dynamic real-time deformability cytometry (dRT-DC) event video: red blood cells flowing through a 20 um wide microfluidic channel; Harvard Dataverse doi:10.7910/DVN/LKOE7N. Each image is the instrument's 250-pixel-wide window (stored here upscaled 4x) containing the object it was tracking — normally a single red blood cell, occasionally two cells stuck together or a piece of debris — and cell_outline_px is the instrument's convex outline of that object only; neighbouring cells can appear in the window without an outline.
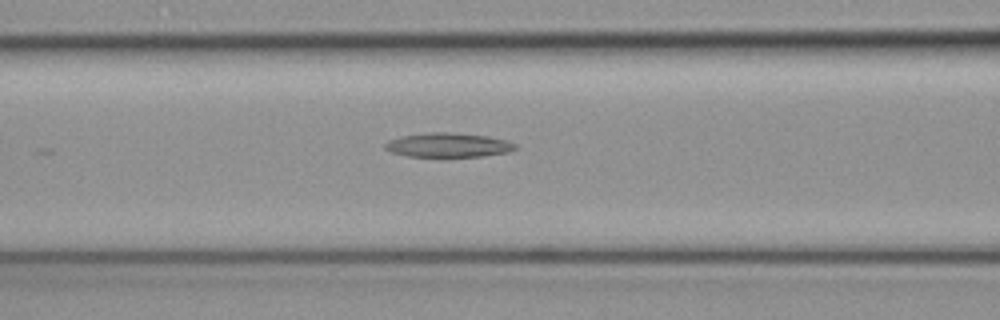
{"species": "common noctule bat (a hibernating species)", "species_latin": "Nyctalus noctula", "temperature_condition": "cold", "stored_images_in_passage": 43, "camera_frame_rate_fps": 3000, "um_per_image_px": 0.085, "animal": {"sex": "female", "body_mass_g": 19.3, "forearm_length_mm": 54.1}, "frame": {"image": 1, "passage_image": 23, "time_ms": 7.333, "image_size_px": [1000, 320], "cell_outline_px": [[516, 148], [508, 152], [484, 156], [408, 156], [392, 152], [384, 148], [384, 144], [388, 140], [400, 136], [428, 132], [448, 132], [488, 136], [504, 140], [516, 144]], "centroid_in_image_um": [38.06, 12.32], "position_along_channel_um": 128.5, "area_um2": 18.26}}
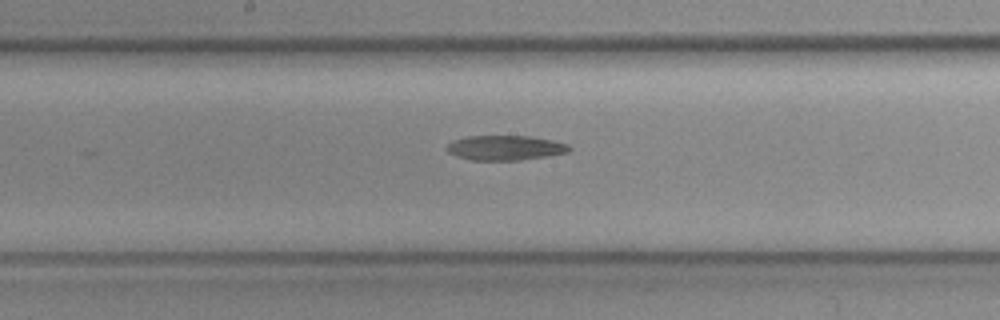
{"frame": {"image": 2, "passage_image": 29, "time_ms": 9.333, "image_size_px": [1000, 320], "cell_outline_px": [[572, 148], [568, 152], [548, 156], [520, 160], [472, 160], [448, 152], [448, 144], [452, 140], [468, 136], [532, 136], [552, 140], [568, 144]], "centroid_in_image_um": [42.99, 12.55], "position_along_channel_um": 205.2, "area_um2": 17.57}}
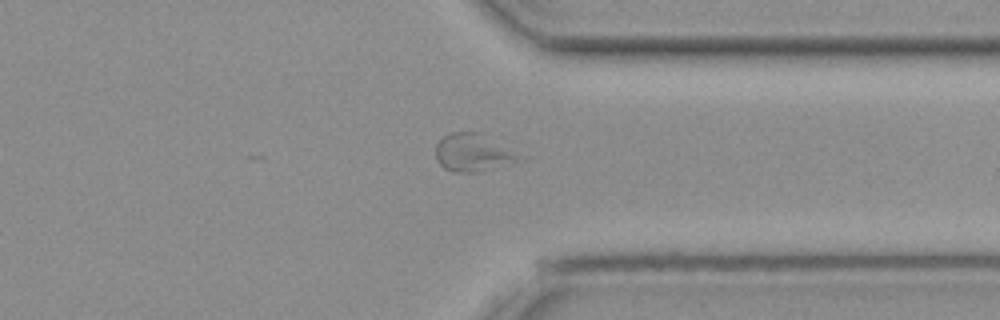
{"frame": {"image": 3, "passage_image": 42, "time_ms": 13.667, "image_size_px": [1000, 320], "cell_outline_px": [[516, 156], [492, 168], [476, 172], [452, 172], [444, 168], [436, 160], [436, 144], [444, 136], [452, 132], [480, 132]], "centroid_in_image_um": [39.95, 12.96], "position_along_channel_um": 371.5, "area_um2": 16.88}}